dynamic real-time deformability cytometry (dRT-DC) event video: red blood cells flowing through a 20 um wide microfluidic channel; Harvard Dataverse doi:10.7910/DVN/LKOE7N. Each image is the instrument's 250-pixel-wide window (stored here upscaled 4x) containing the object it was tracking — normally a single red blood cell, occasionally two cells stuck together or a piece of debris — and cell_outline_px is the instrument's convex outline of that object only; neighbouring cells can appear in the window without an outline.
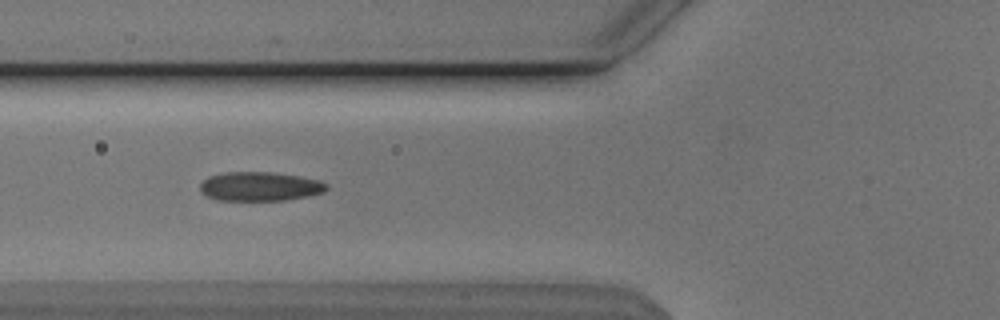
{"species": "Egyptian fruit bat (a non-hibernating species)", "species_latin": "Rousettus aegyptiacus", "temperature_condition": "cold", "stored_images_in_passage": 38, "camera_frame_rate_fps": 3000, "um_per_image_px": 0.085, "animal": {"sex": "male"}, "frame": {"image": 1, "passage_image": 5, "time_ms": 1.333, "image_size_px": [1000, 320], "cell_outline_px": [[328, 188], [324, 192], [308, 196], [284, 200], [216, 200], [200, 192], [200, 184], [208, 176], [224, 172], [272, 172], [320, 180], [328, 184]], "centroid_in_image_um": [22.08, 15.84], "position_along_channel_um": 103.7, "area_um2": 21.44}}
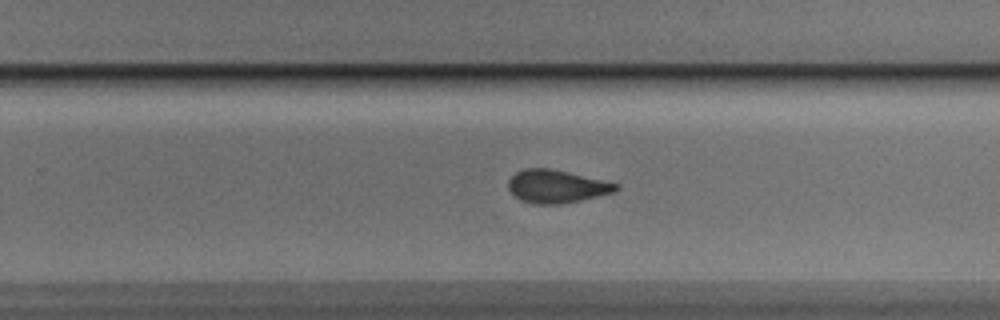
{"frame": {"image": 2, "passage_image": 19, "time_ms": 6.0, "image_size_px": [1000, 320], "cell_outline_px": [[620, 188], [612, 192], [580, 200], [560, 204], [532, 204], [520, 200], [508, 188], [508, 180], [516, 172], [524, 168], [548, 168], [600, 180], [616, 184]], "centroid_in_image_um": [47.22, 15.85], "position_along_channel_um": 282.6, "area_um2": 20.17}}
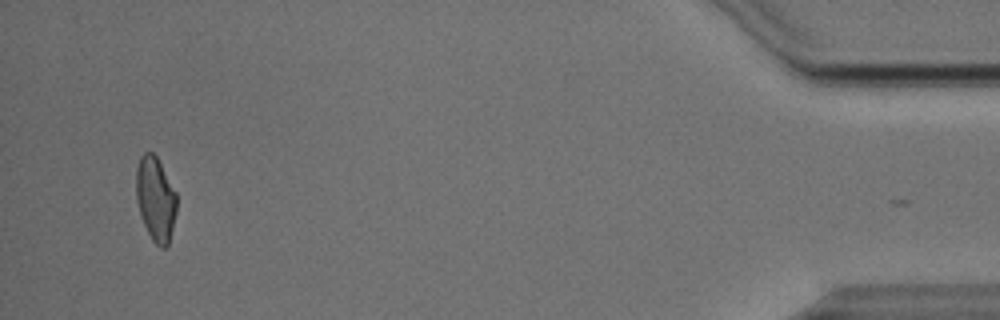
{"frame": {"image": 3, "passage_image": 36, "time_ms": 11.667, "image_size_px": [1000, 320], "cell_outline_px": [[176, 212], [168, 244], [164, 248], [160, 248], [152, 240], [144, 224], [136, 200], [136, 168], [140, 156], [144, 152], [152, 152], [156, 156], [176, 192]], "centroid_in_image_um": [13.21, 16.89], "position_along_channel_um": 422.0, "area_um2": 19.71}, "authors_computed_cell_mechanics": {"area_um2": 20.7502, "velocity_mm_per_s": 3.8252, "shape_relaxation_time_tau1_ms": 4.2895, "shape_relaxation_time_tau2_ms": 1.3382, "deformation_change_tau1": 0.1322, "deformation_change_tau2": 0.0777}}